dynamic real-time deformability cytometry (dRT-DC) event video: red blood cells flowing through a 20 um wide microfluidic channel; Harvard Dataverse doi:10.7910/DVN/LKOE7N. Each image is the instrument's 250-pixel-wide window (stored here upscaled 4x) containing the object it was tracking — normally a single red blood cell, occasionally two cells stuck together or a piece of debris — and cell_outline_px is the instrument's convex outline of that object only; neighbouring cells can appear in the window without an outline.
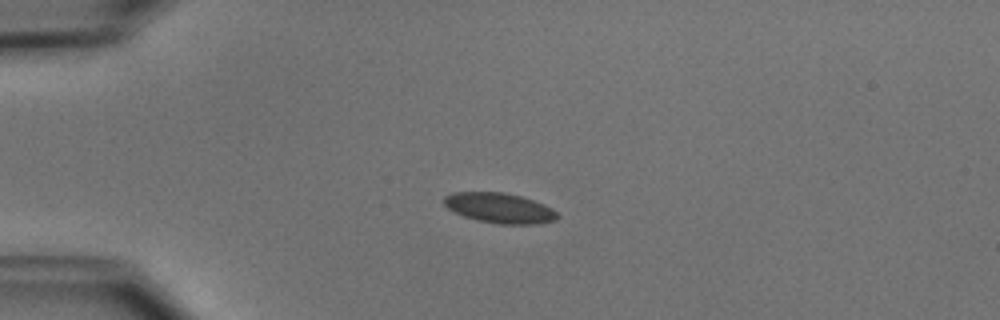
{"species": "common noctule bat (a hibernating species)", "species_latin": "Nyctalus noctula", "temperature_condition": "cold", "stored_images_in_passage": 19, "camera_frame_rate_fps": 3000, "um_per_image_px": 0.085, "animal": {"sex": "male", "body_mass_g": 15.6}, "frame": {"image": 1, "passage_image": 13, "time_ms": 4.0, "image_size_px": [1000, 320], "cell_outline_px": [[560, 216], [556, 220], [536, 224], [500, 224], [476, 220], [464, 216], [448, 208], [444, 204], [444, 196], [452, 192], [504, 192], [520, 196], [544, 204], [552, 208]], "centroid_in_image_um": [42.47, 17.68], "position_along_channel_um": 42.5, "area_um2": 19.88}}